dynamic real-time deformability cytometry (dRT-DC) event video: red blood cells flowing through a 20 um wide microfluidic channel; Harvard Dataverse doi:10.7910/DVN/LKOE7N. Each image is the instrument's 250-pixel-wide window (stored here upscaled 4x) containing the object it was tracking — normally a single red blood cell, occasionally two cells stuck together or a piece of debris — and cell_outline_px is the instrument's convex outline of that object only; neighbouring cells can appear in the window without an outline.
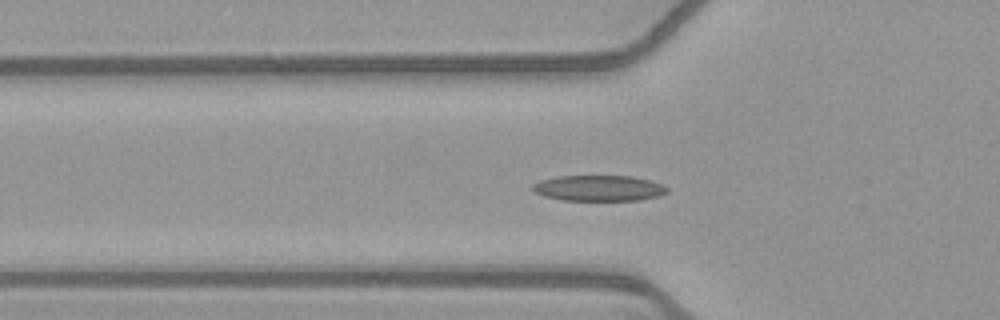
{"species": "common noctule bat (a hibernating species)", "species_latin": "Nyctalus noctula", "temperature_condition": "warm", "stored_images_in_passage": 47, "camera_frame_rate_fps": 3000, "um_per_image_px": 0.085, "animal": {"sex": "female", "body_mass_g": 21.9}, "frame": {"image": 1, "passage_image": 11, "time_ms": 3.333, "image_size_px": [1000, 320], "cell_outline_px": [[668, 192], [660, 196], [640, 200], [564, 200], [544, 196], [536, 192], [532, 188], [532, 184], [540, 180], [560, 176], [632, 176], [648, 180], [660, 184], [668, 188]], "centroid_in_image_um": [50.91, 15.99], "position_along_channel_um": 74.9, "area_um2": 20.06}}
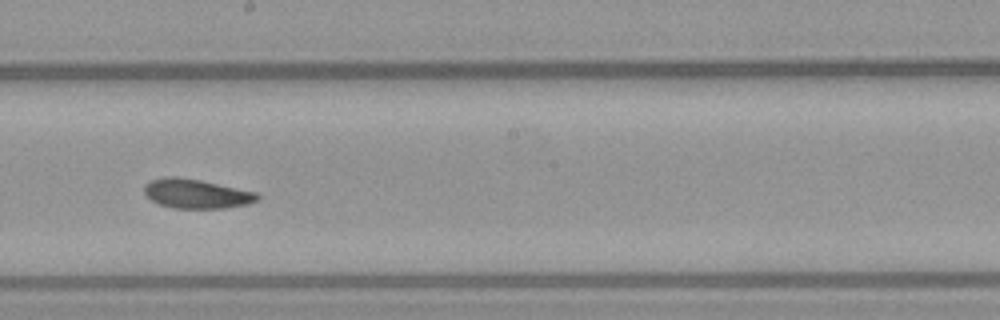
{"frame": {"image": 2, "passage_image": 23, "time_ms": 7.333, "image_size_px": [1000, 320], "cell_outline_px": [[260, 196], [256, 200], [248, 204], [224, 208], [172, 208], [160, 204], [152, 200], [144, 192], [144, 184], [152, 180], [168, 176], [176, 176], [200, 180], [256, 192]], "centroid_in_image_um": [16.68, 16.46], "position_along_channel_um": 231.5, "area_um2": 19.13}}
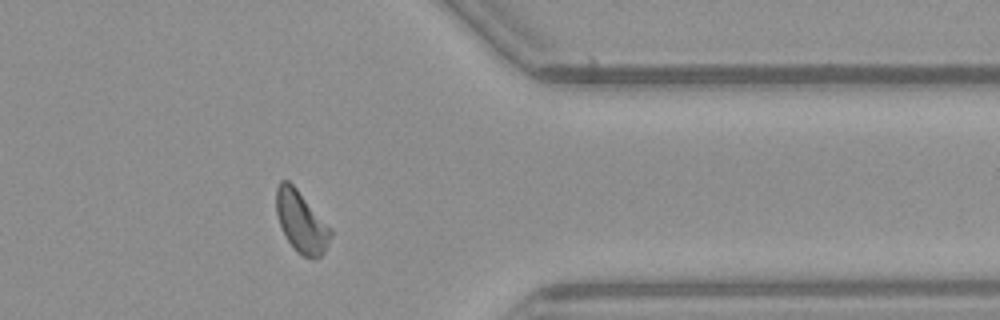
{"frame": {"image": 3, "passage_image": 36, "time_ms": 11.667, "image_size_px": [1000, 320], "cell_outline_px": [[332, 236], [324, 252], [316, 260], [312, 260], [296, 252], [280, 228], [276, 212], [276, 188], [280, 180], [288, 180], [296, 188], [332, 232]], "centroid_in_image_um": [25.57, 18.89], "position_along_channel_um": 385.8, "area_um2": 19.13}, "authors_computed_cell_mechanics": {"area_um2": 19.3052, "velocity_mm_per_s": 3.8838, "shape_relaxation_time_tau1_ms": 4.155, "shape_relaxation_time_tau2_ms": 5.2628, "deformation_change_tau1": 0.1289, "deformation_change_tau2": 0.1305}}